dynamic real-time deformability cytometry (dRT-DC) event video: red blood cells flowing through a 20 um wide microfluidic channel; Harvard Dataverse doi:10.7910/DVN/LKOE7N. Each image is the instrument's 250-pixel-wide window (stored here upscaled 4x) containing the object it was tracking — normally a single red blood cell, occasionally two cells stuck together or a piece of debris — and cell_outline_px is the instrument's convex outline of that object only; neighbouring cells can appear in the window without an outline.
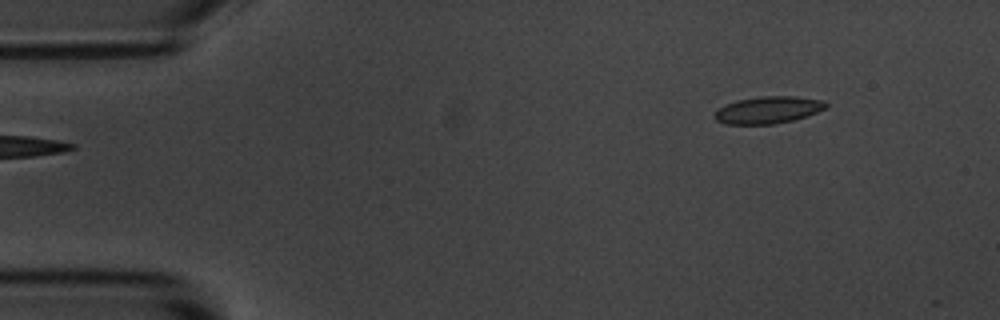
{"species": "common noctule bat (a hibernating species)", "species_latin": "Nyctalus noctula", "temperature_condition": "room temperature", "stored_images_in_passage": 2, "camera_frame_rate_fps": 3000, "um_per_image_px": 0.085, "animal": {"sex": "male", "body_mass_g": 20.1, "forearm_length_mm": 53.5}, "frame": {"image": 1, "passage_image": 2, "time_ms": 0.333, "image_size_px": [1000, 320], "cell_outline_px": [[828, 108], [792, 120], [776, 124], [724, 124], [716, 120], [712, 116], [724, 104], [736, 100], [760, 96], [796, 96], [824, 100], [828, 104]], "centroid_in_image_um": [65.28, 9.34], "position_along_channel_um": 19.7, "area_um2": 17.69}}